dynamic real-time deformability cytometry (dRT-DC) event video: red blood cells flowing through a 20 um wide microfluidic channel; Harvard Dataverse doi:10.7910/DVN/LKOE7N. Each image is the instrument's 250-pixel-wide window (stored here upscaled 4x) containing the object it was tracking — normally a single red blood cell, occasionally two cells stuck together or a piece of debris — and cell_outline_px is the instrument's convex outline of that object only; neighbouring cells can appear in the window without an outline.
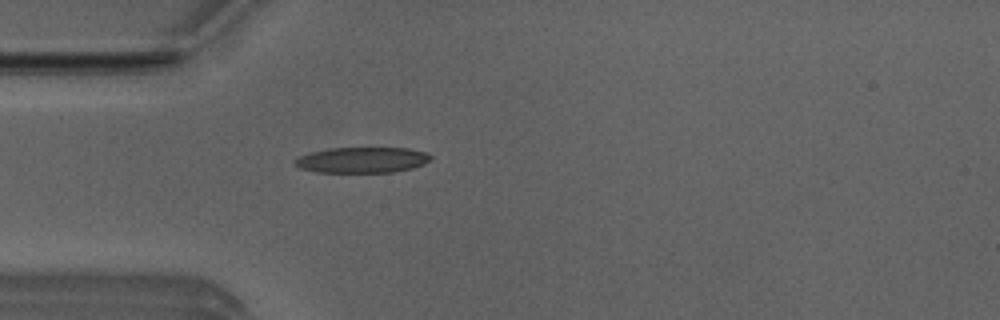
{"species": "Egyptian fruit bat (a non-hibernating species)", "species_latin": "Rousettus aegyptiacus", "temperature_condition": "room temperature", "stored_images_in_passage": 4, "camera_frame_rate_fps": 3000, "um_per_image_px": 0.085, "animal": {"sex": "male"}, "frame": {"image": 1, "passage_image": 4, "time_ms": 1.0, "image_size_px": [1000, 320], "cell_outline_px": [[432, 160], [424, 164], [412, 168], [392, 172], [316, 172], [300, 168], [292, 164], [292, 160], [300, 156], [312, 152], [332, 148], [408, 148], [424, 152], [432, 156]], "centroid_in_image_um": [30.77, 13.6], "position_along_channel_um": 54.2, "area_um2": 20.35}}